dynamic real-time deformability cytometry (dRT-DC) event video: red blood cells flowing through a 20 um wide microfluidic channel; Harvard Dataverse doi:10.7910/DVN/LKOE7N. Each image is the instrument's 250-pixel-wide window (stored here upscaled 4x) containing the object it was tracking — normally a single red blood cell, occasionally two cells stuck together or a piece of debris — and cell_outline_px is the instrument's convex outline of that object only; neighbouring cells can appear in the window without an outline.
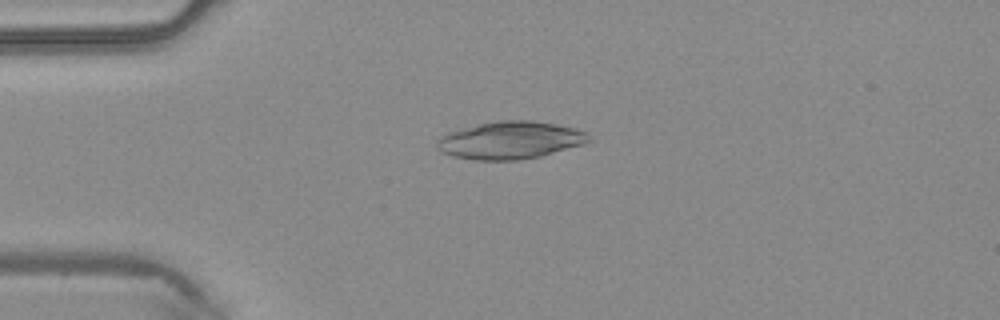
{"species": "common noctule bat (a hibernating species)", "species_latin": "Nyctalus noctula", "temperature_condition": "warm", "stored_images_in_passage": 45, "camera_frame_rate_fps": 3000, "um_per_image_px": 0.085, "animal": {"sex": "male", "body_mass_g": 20.4}, "frame": {"image": 1, "passage_image": 10, "time_ms": 3.0, "image_size_px": [1000, 320], "cell_outline_px": [[592, 140], [580, 144], [540, 156], [520, 160], [476, 160], [452, 156], [440, 152], [436, 144], [436, 140], [448, 132], [480, 124], [500, 120], [532, 120], [556, 124], [576, 128], [584, 132]], "centroid_in_image_um": [43.33, 11.92], "position_along_channel_um": 41.7, "area_um2": 32.89}}
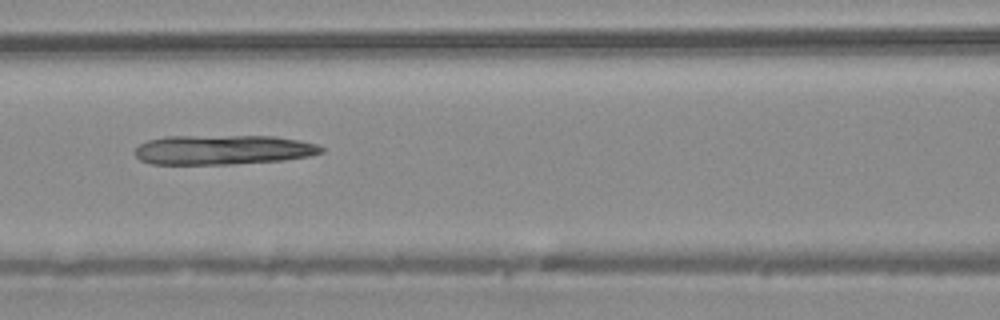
{"frame": {"image": 2, "passage_image": 19, "time_ms": 6.0, "image_size_px": [1000, 320], "cell_outline_px": [[324, 152], [308, 156], [284, 160], [232, 164], [152, 164], [140, 160], [136, 156], [136, 148], [140, 144], [148, 140], [164, 136], [276, 136], [300, 140], [316, 144], [324, 148]], "centroid_in_image_um": [18.97, 12.73], "position_along_channel_um": 147.6, "area_um2": 32.25}}
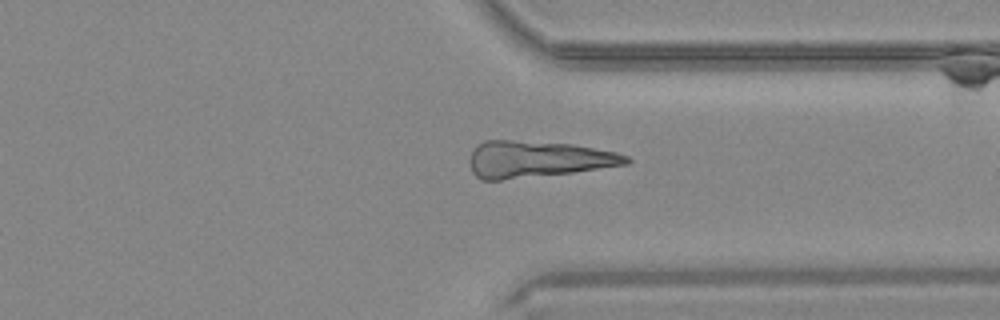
{"frame": {"image": 3, "passage_image": 34, "time_ms": 11.0, "image_size_px": [1000, 320], "cell_outline_px": [[632, 160], [628, 164], [572, 172], [500, 180], [480, 180], [472, 172], [468, 160], [472, 148], [476, 144], [484, 140], [512, 140], [572, 144], [616, 152], [628, 156]], "centroid_in_image_um": [45.62, 13.52], "position_along_channel_um": 365.8, "area_um2": 33.47}}